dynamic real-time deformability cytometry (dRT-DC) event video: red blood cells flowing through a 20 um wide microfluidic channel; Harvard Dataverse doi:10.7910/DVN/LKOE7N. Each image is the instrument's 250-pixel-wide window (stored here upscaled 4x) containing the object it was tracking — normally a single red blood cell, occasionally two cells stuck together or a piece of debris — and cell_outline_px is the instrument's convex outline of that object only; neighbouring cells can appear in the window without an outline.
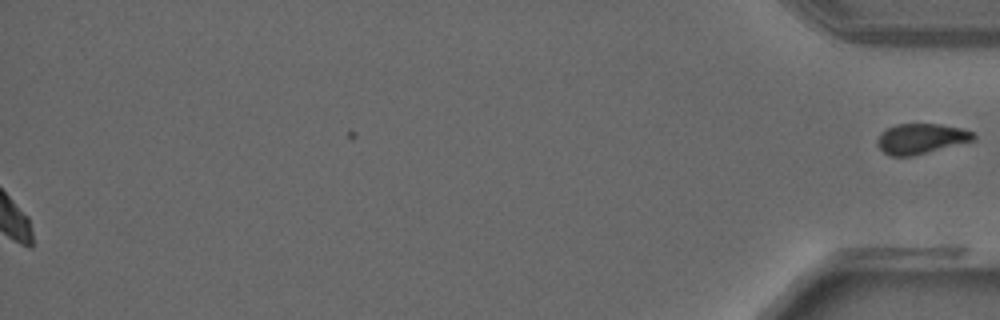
{"species": "common noctule bat (a hibernating species)", "species_latin": "Nyctalus noctula", "temperature_condition": "warm", "stored_images_in_passage": 34, "segment_of_instrument_passage": [2, 2], "camera_frame_rate_fps": 3000, "um_per_image_px": 0.085, "animal": {"sex": "male", "forearm_length_mm": 52.5}, "frame": {"image": 1, "passage_image": 34, "time_ms": 11.0, "image_size_px": [1000, 320], "cell_outline_px": [[976, 140], [912, 156], [892, 156], [884, 152], [876, 144], [876, 140], [880, 132], [896, 124], [940, 124], [960, 128], [972, 132], [976, 136]], "centroid_in_image_um": [78.27, 11.79], "position_along_channel_um": 356.9, "area_um2": 16.94}}